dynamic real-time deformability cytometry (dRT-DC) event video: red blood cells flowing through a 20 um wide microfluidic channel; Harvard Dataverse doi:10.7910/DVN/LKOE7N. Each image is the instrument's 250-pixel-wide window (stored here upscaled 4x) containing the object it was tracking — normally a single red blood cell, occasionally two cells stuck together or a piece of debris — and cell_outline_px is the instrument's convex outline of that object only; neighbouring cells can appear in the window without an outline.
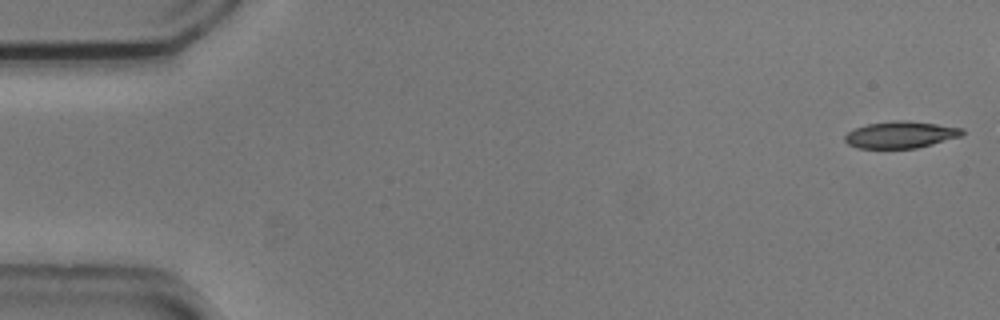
{"species": "common noctule bat (a hibernating species)", "species_latin": "Nyctalus noctula", "temperature_condition": "cold", "stored_images_in_passage": 16, "camera_frame_rate_fps": 3000, "um_per_image_px": 0.085, "animal": {"sex": "male", "body_mass_g": 20.5, "forearm_length_mm": 52.5}, "frame": {"image": 1, "passage_image": 1, "time_ms": 0.0, "image_size_px": [1000, 320], "cell_outline_px": [[964, 132], [960, 136], [932, 144], [916, 148], [860, 148], [848, 144], [844, 140], [844, 136], [848, 132], [856, 128], [868, 124], [896, 120], [904, 120], [936, 124], [964, 128]], "centroid_in_image_um": [76.55, 11.45], "position_along_channel_um": 8.5, "area_um2": 18.09}}